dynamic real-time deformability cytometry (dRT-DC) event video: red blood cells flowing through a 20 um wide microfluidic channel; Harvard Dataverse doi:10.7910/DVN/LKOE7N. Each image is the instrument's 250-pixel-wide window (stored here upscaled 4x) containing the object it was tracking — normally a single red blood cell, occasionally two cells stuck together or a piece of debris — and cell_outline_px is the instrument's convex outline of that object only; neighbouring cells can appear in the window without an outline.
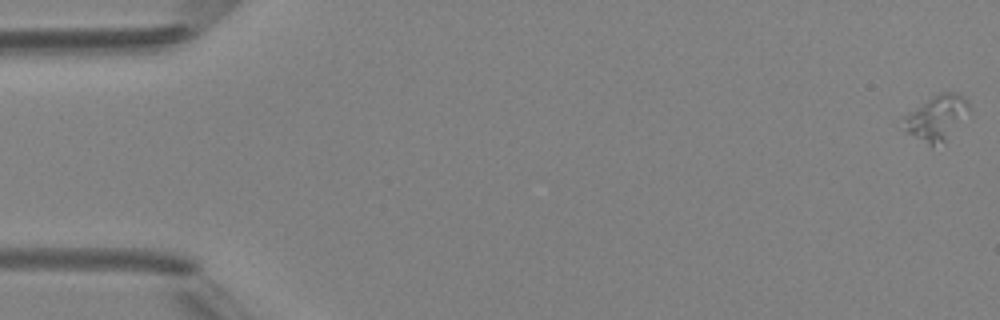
{"species": "Egyptian fruit bat (a non-hibernating species)", "species_latin": "Rousettus aegyptiacus", "temperature_condition": "room temperature", "stored_images_in_passage": 6, "camera_frame_rate_fps": 3000, "um_per_image_px": 0.085, "animal": {"sex": "female"}, "frame": {"image": 1, "passage_image": 1, "time_ms": 0.0, "image_size_px": [1000, 320], "cell_outline_px": [[968, 108], [944, 140], [932, 148], [908, 132], [904, 120], [904, 116], [908, 112], [940, 92], [960, 92], [968, 100]], "centroid_in_image_um": [79.58, 9.97], "position_along_channel_um": 5.4, "area_um2": 16.18}}
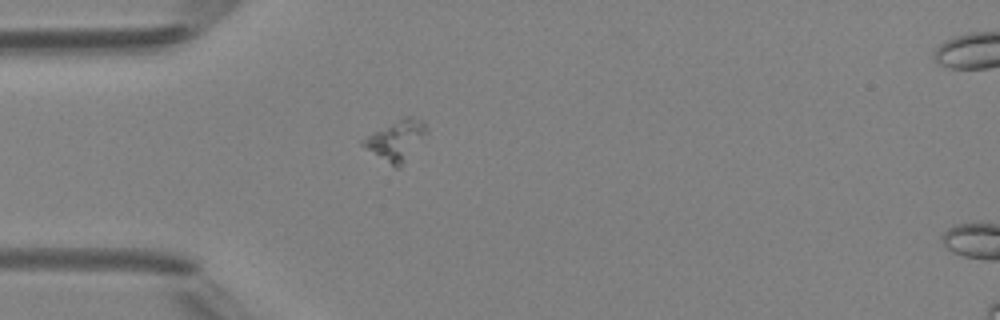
{"frame": {"image": 2, "passage_image": 5, "time_ms": 4.667, "image_size_px": [1000, 320], "cell_outline_px": [[428, 132], [400, 168], [396, 168], [360, 144], [360, 140], [404, 116], [412, 116], [420, 120], [424, 124]], "centroid_in_image_um": [33.69, 11.92], "position_along_channel_um": 51.3, "area_um2": 14.33}}